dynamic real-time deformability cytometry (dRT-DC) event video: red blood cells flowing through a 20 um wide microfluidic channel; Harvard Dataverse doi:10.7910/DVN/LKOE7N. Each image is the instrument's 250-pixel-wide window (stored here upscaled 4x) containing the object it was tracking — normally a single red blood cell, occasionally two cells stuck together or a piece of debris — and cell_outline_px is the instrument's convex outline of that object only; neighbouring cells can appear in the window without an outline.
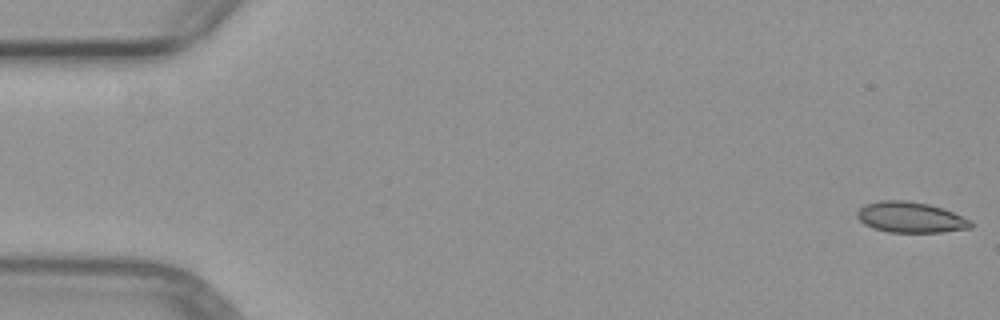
{"species": "common noctule bat (a hibernating species)", "species_latin": "Nyctalus noctula", "temperature_condition": "warm", "stored_images_in_passage": 5, "camera_frame_rate_fps": 3000, "um_per_image_px": 0.085, "animal": {"sex": "female", "body_mass_g": 29.2, "forearm_length_mm": 56.3}, "frame": {"image": 1, "passage_image": 1, "time_ms": 0.0, "image_size_px": [1000, 320], "cell_outline_px": [[972, 228], [944, 232], [888, 232], [872, 228], [864, 224], [856, 216], [856, 212], [860, 208], [868, 204], [880, 200], [904, 200], [928, 204], [944, 208], [972, 220]], "centroid_in_image_um": [77.42, 18.48], "position_along_channel_um": 7.6, "area_um2": 20.46}}
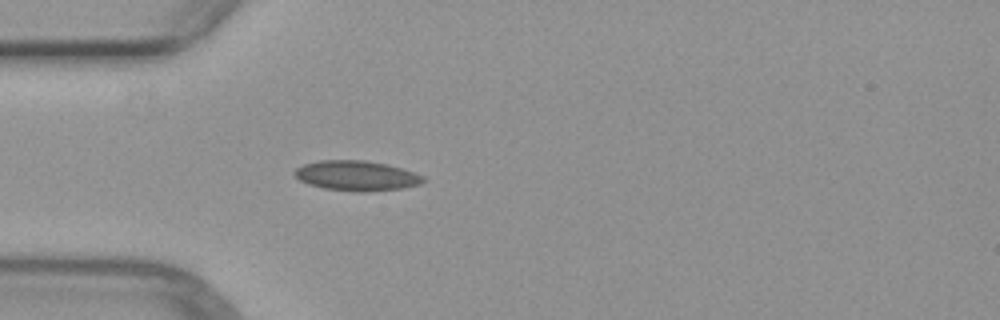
{"frame": {"image": 2, "passage_image": 5, "time_ms": 4.667, "image_size_px": [1000, 320], "cell_outline_px": [[424, 180], [420, 184], [404, 188], [364, 192], [360, 192], [324, 188], [308, 184], [300, 180], [292, 172], [296, 168], [304, 164], [320, 160], [364, 160], [384, 164], [400, 168], [424, 176]], "centroid_in_image_um": [30.28, 14.94], "position_along_channel_um": 54.7, "area_um2": 22.31}}